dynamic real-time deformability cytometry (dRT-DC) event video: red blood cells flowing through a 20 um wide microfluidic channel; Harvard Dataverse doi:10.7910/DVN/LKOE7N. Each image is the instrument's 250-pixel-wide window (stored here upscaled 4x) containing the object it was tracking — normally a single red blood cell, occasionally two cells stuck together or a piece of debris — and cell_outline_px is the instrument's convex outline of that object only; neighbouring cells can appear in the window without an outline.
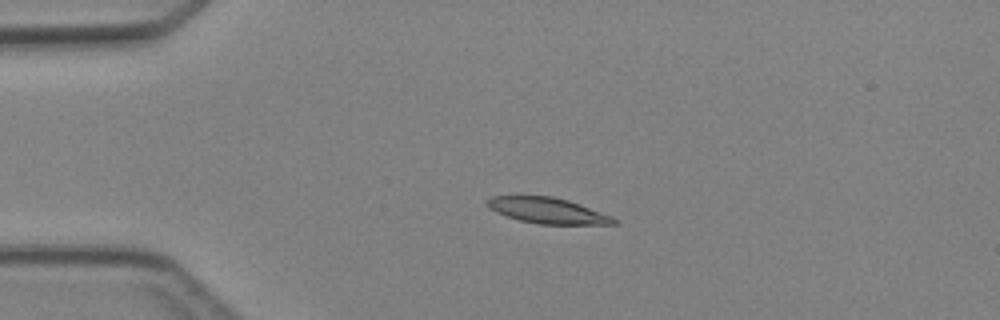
{"species": "Egyptian fruit bat (a non-hibernating species)", "species_latin": "Rousettus aegyptiacus", "temperature_condition": "cold", "stored_images_in_passage": 5, "camera_frame_rate_fps": 3000, "um_per_image_px": 0.085, "animal": {"sex": "female"}, "frame": {"image": 1, "passage_image": 3, "time_ms": 2.333, "image_size_px": [1000, 320], "cell_outline_px": [[620, 224], [540, 224], [520, 220], [496, 212], [488, 208], [484, 200], [492, 196], [552, 196], [568, 200], [580, 204], [612, 216]], "centroid_in_image_um": [46.53, 17.89], "position_along_channel_um": 38.5, "area_um2": 18.96}}
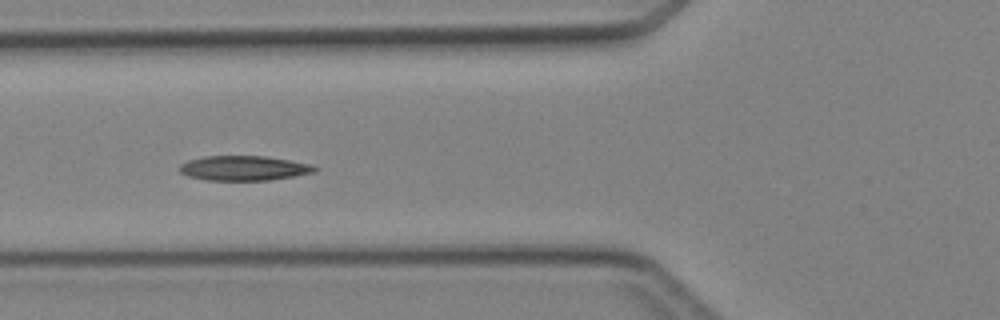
{"frame": {"image": 2, "passage_image": 5, "time_ms": 4.667, "image_size_px": [1000, 320], "cell_outline_px": [[320, 168], [316, 172], [268, 180], [208, 180], [188, 176], [180, 172], [180, 164], [188, 160], [204, 156], [264, 156], [312, 164]], "centroid_in_image_um": [20.74, 14.29], "position_along_channel_um": 105.1, "area_um2": 19.42}}